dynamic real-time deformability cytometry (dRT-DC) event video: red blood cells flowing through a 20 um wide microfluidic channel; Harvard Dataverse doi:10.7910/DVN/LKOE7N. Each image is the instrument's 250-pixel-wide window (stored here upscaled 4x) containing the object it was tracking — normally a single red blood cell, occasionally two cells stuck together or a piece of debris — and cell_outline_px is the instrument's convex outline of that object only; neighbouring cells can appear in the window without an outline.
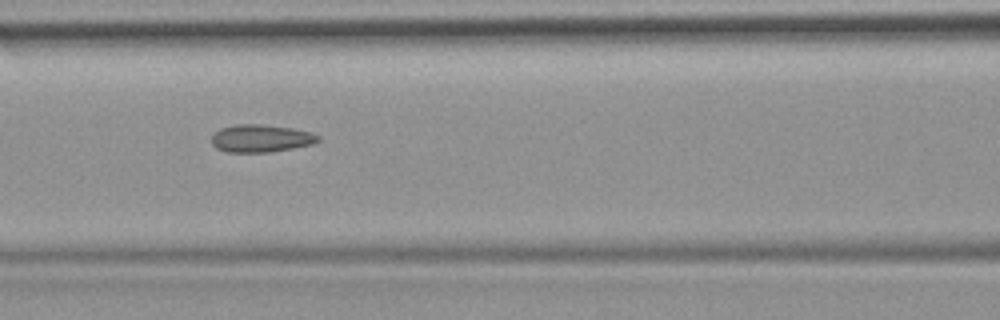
{"species": "common noctule bat (a hibernating species)", "species_latin": "Nyctalus noctula", "temperature_condition": "room temperature", "stored_images_in_passage": 50, "camera_frame_rate_fps": 3000, "um_per_image_px": 0.085, "animal": {"sex": "female", "body_mass_g": 19.9}, "frame": {"image": 1, "passage_image": 22, "time_ms": 7.0, "image_size_px": [1000, 320], "cell_outline_px": [[320, 140], [312, 144], [272, 152], [228, 152], [216, 148], [212, 144], [212, 136], [220, 128], [236, 124], [260, 124], [292, 128], [312, 132], [320, 136]], "centroid_in_image_um": [22.19, 11.76], "position_along_channel_um": 144.4, "area_um2": 17.17}, "authors_computed_cell_mechanics": {"area_um2": 17.0221, "velocity_mm_per_s": 3.997, "shape_relaxation_time_tau1_ms": null, "shape_relaxation_time_tau2_ms": 2.3496, "deformation_change_tau1": null, "deformation_change_tau2": 0.0915}}